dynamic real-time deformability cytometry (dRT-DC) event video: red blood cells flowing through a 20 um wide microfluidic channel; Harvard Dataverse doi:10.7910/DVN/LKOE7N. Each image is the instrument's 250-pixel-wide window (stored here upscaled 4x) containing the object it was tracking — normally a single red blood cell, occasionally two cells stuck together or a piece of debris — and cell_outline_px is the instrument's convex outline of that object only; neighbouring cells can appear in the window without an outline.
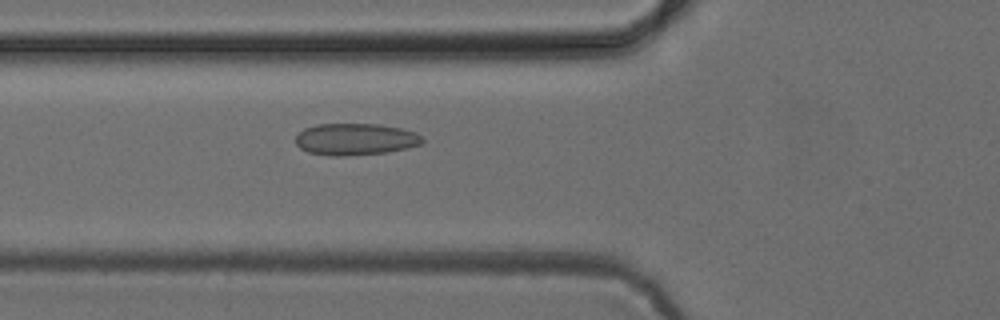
{"species": "common noctule bat (a hibernating species)", "species_latin": "Nyctalus noctula", "temperature_condition": "cold", "stored_images_in_passage": 3, "camera_frame_rate_fps": 3000, "um_per_image_px": 0.085, "animal": {"sex": "female", "body_mass_g": 24.6, "forearm_length_mm": 56.2}, "frame": {"image": 1, "passage_image": 3, "time_ms": 2.333, "image_size_px": [1000, 320], "cell_outline_px": [[424, 140], [420, 144], [408, 148], [384, 152], [344, 156], [328, 156], [308, 152], [300, 148], [296, 144], [296, 136], [304, 128], [316, 124], [380, 124], [400, 128], [416, 132]], "centroid_in_image_um": [30.18, 11.83], "position_along_channel_um": 95.6, "area_um2": 23.47}}